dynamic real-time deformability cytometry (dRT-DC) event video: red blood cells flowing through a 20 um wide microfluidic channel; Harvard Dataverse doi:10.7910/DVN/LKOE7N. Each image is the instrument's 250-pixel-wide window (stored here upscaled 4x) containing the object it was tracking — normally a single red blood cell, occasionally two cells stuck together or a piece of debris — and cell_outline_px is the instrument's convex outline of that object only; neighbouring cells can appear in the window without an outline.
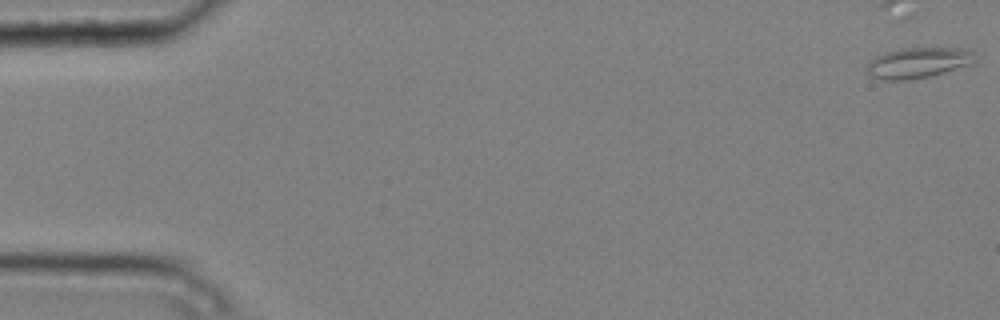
{"species": "common noctule bat (a hibernating species)", "species_latin": "Nyctalus noctula", "temperature_condition": "cold", "stored_images_in_passage": 6, "camera_frame_rate_fps": 3000, "um_per_image_px": 0.085, "animal": {"sex": "male", "body_mass_g": 20.4}, "frame": {"image": 1, "passage_image": 1, "time_ms": 0.0, "image_size_px": [1000, 320], "cell_outline_px": [[976, 64], [928, 76], [908, 80], [884, 80], [872, 76], [868, 72], [868, 64], [876, 56], [884, 52], [900, 48], [964, 48], [972, 52], [976, 60]], "centroid_in_image_um": [78.09, 5.32], "position_along_channel_um": 6.9, "area_um2": 19.25}}
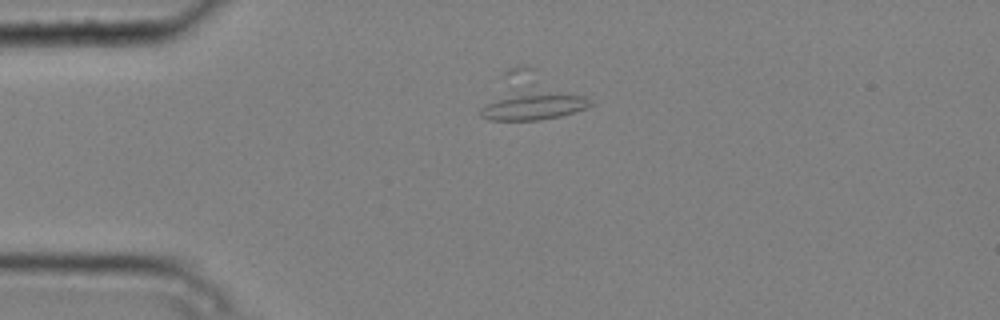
{"frame": {"image": 2, "passage_image": 4, "time_ms": 1.0, "image_size_px": [1000, 320], "cell_outline_px": [[592, 104], [584, 108], [560, 116], [540, 120], [488, 120], [480, 116], [480, 108], [496, 100], [520, 96], [556, 92], [584, 96]], "centroid_in_image_um": [45.39, 9.08], "position_along_channel_um": 39.6, "area_um2": 16.24}}
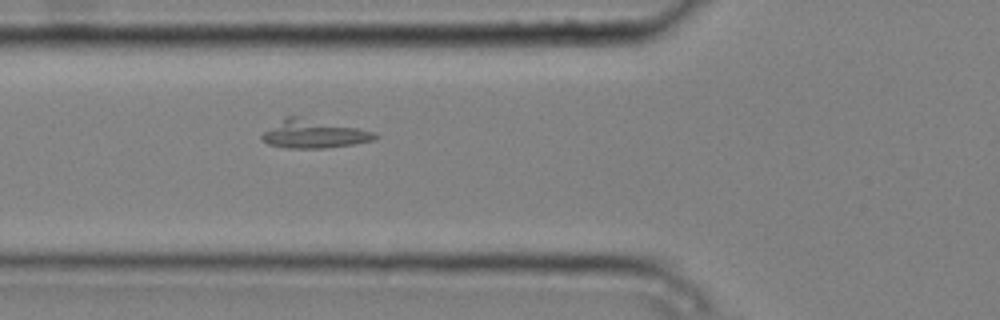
{"frame": {"image": 3, "passage_image": 6, "time_ms": 1.667, "image_size_px": [1000, 320], "cell_outline_px": [[380, 136], [376, 140], [352, 144], [324, 148], [288, 148], [268, 144], [260, 140], [260, 136], [264, 132], [288, 116], [296, 116], [376, 132]], "centroid_in_image_um": [26.69, 11.41], "position_along_channel_um": 99.1, "area_um2": 18.32}}